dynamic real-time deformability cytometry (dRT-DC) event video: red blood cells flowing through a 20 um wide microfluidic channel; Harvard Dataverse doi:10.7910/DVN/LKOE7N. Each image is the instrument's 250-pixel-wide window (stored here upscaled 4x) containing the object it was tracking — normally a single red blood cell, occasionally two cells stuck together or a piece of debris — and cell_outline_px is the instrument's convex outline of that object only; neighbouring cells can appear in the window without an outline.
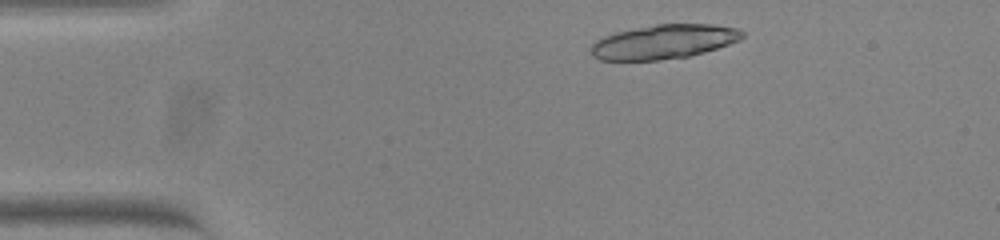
{"species": "common noctule bat (a hibernating species)", "species_latin": "Nyctalus noctula", "temperature_condition": "warm", "stored_images_in_passage": 48, "segment_of_instrument_passage": [1, 2], "camera_frame_rate_fps": 3000, "um_per_image_px": 0.085, "animal": {"sex": "female", "body_mass_g": 23.0, "forearm_length_mm": 53.4}, "frame": {"image": 1, "passage_image": 4, "time_ms": 1.0, "image_size_px": [1000, 240], "cell_outline_px": [[744, 36], [740, 40], [704, 52], [688, 56], [656, 60], [600, 60], [592, 56], [592, 44], [596, 40], [604, 36], [616, 32], [656, 24], [712, 24], [736, 28], [744, 32]], "centroid_in_image_um": [56.42, 3.54], "position_along_channel_um": 28.6, "area_um2": 29.94}}